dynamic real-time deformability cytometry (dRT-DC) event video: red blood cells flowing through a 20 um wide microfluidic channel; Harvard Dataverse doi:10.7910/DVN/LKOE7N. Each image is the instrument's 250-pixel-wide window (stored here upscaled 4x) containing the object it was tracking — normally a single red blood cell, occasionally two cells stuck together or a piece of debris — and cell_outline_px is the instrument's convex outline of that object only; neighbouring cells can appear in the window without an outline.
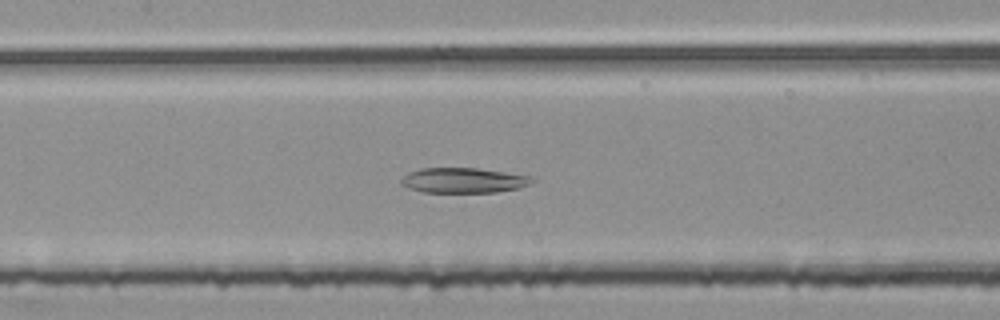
{"species": "common noctule bat (a hibernating species)", "species_latin": "Nyctalus noctula", "temperature_condition": "room temperature", "stored_images_in_passage": 53, "camera_frame_rate_fps": 3000, "um_per_image_px": 0.085, "animal": {"sex": "female", "body_mass_g": 25.1}, "frame": {"image": 1, "passage_image": 25, "time_ms": 8.0, "image_size_px": [1000, 320], "cell_outline_px": [[536, 180], [528, 184], [516, 188], [496, 192], [424, 192], [408, 188], [400, 184], [400, 180], [408, 172], [420, 168], [476, 168], [532, 176]], "centroid_in_image_um": [39.35, 15.32], "position_along_channel_um": 168.0, "area_um2": 19.07}}
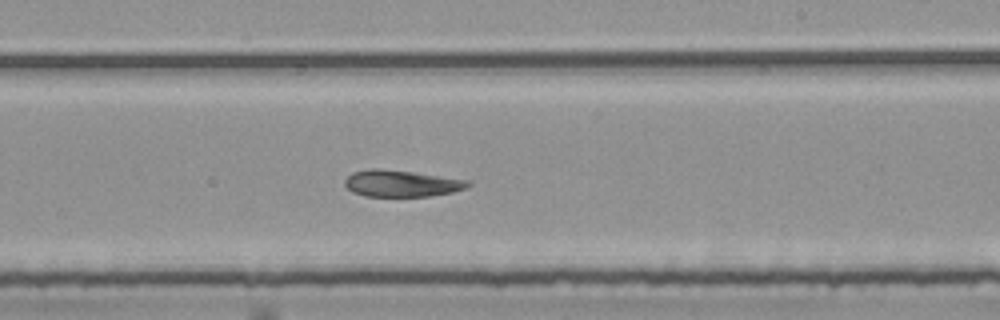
{"frame": {"image": 2, "passage_image": 32, "time_ms": 10.333, "image_size_px": [1000, 320], "cell_outline_px": [[472, 184], [468, 188], [452, 192], [428, 196], [364, 196], [352, 192], [344, 184], [344, 180], [352, 172], [372, 168], [376, 168], [412, 172], [468, 180]], "centroid_in_image_um": [34.11, 15.59], "position_along_channel_um": 254.9, "area_um2": 19.02}}
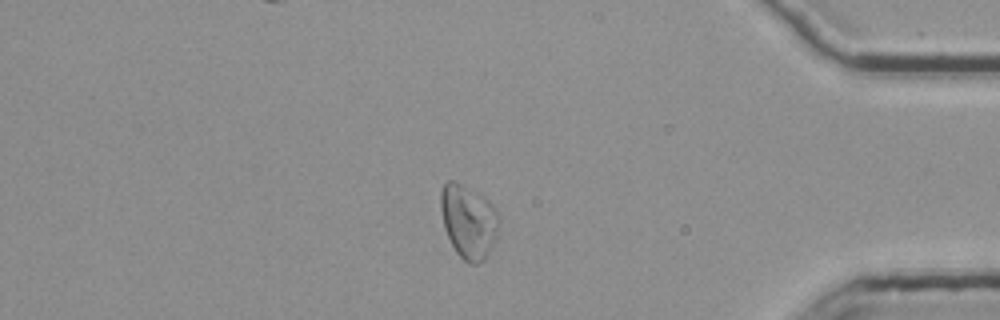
{"frame": {"image": 3, "passage_image": 46, "time_ms": 15.0, "image_size_px": [1000, 320], "cell_outline_px": [[500, 228], [496, 240], [492, 248], [484, 260], [476, 264], [468, 264], [456, 252], [444, 228], [440, 208], [440, 192], [444, 184], [448, 180], [452, 180], [460, 184], [492, 204], [500, 216]], "centroid_in_image_um": [39.84, 18.87], "position_along_channel_um": 395.4, "area_um2": 24.97}}